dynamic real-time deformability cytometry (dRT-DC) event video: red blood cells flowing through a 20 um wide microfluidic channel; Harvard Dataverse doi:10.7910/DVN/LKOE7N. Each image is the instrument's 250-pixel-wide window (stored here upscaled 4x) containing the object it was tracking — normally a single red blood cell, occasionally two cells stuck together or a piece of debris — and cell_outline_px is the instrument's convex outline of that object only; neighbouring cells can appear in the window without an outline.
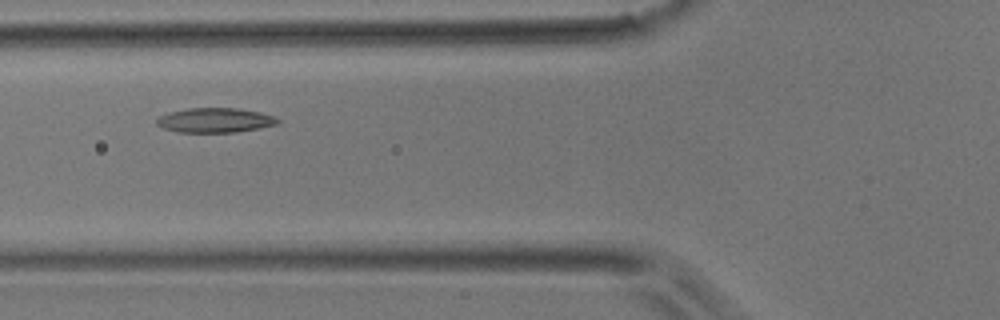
{"species": "common noctule bat (a hibernating species)", "species_latin": "Nyctalus noctula", "temperature_condition": "room temperature", "stored_images_in_passage": 3, "camera_frame_rate_fps": 3000, "um_per_image_px": 0.085, "animal": {"sex": "male", "body_mass_g": 17.9}, "frame": {"image": 1, "passage_image": 3, "time_ms": 0.667, "image_size_px": [1000, 320], "cell_outline_px": [[280, 120], [276, 124], [260, 128], [236, 132], [176, 132], [164, 128], [156, 124], [156, 120], [160, 116], [168, 112], [188, 108], [240, 108], [260, 112], [272, 116]], "centroid_in_image_um": [18.26, 10.22], "position_along_channel_um": 107.5, "area_um2": 17.34}}